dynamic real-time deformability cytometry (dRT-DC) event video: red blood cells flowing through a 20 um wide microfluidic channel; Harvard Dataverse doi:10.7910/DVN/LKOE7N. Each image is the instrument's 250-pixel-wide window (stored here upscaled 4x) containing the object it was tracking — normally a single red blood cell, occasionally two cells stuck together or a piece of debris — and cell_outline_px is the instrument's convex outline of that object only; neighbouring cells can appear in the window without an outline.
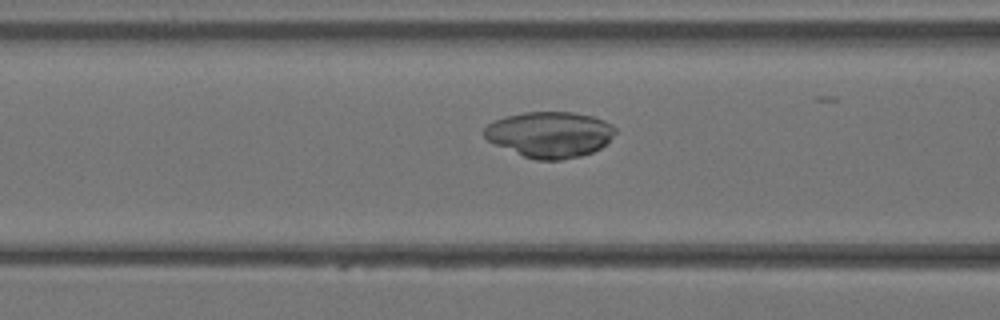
{"species": "Egyptian fruit bat (a non-hibernating species)", "species_latin": "Rousettus aegyptiacus", "temperature_condition": "warm", "stored_images_in_passage": 22, "camera_frame_rate_fps": 3000, "um_per_image_px": 0.085, "animal": {"sex": "female"}, "frame": {"image": 1, "passage_image": 6, "time_ms": 1.667, "image_size_px": [1000, 320], "cell_outline_px": [[616, 132], [600, 148], [592, 152], [580, 156], [560, 160], [536, 160], [524, 156], [496, 144], [488, 140], [484, 136], [484, 128], [492, 120], [504, 116], [524, 112], [572, 112], [592, 116], [604, 120], [612, 124], [616, 128]], "centroid_in_image_um": [46.72, 11.42], "position_along_channel_um": 119.9, "area_um2": 34.91}}
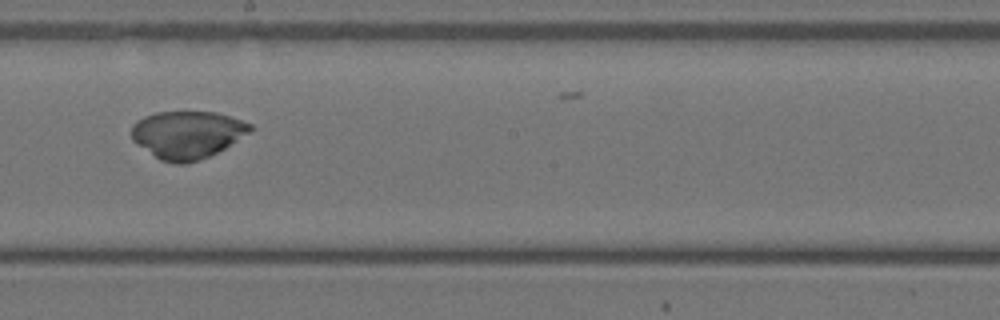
{"frame": {"image": 2, "passage_image": 12, "time_ms": 3.667, "image_size_px": [1000, 320], "cell_outline_px": [[252, 128], [248, 132], [224, 148], [208, 156], [184, 164], [172, 164], [160, 160], [136, 144], [132, 140], [132, 124], [136, 120], [144, 116], [156, 112], [216, 112], [244, 120], [252, 124]], "centroid_in_image_um": [15.88, 11.44], "position_along_channel_um": 232.3, "area_um2": 32.77}}
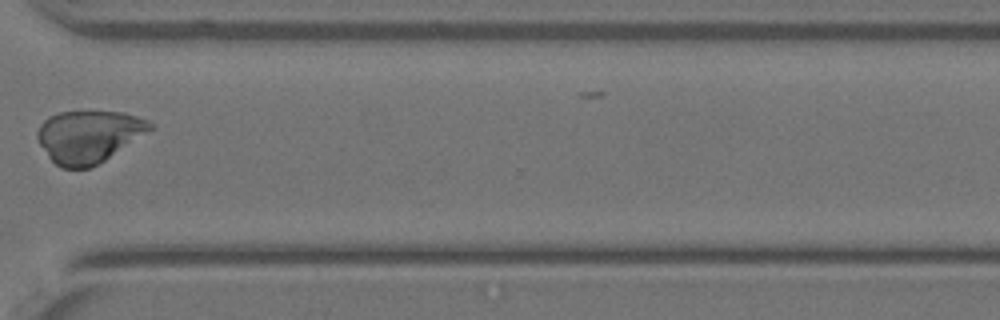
{"frame": {"image": 3, "passage_image": 19, "time_ms": 6.0, "image_size_px": [1000, 320], "cell_outline_px": [[156, 128], [92, 168], [60, 168], [48, 156], [40, 144], [36, 136], [36, 132], [40, 124], [48, 116], [60, 112], [124, 112], [148, 120]], "centroid_in_image_um": [7.56, 11.6], "position_along_channel_um": 363.0, "area_um2": 34.45}}